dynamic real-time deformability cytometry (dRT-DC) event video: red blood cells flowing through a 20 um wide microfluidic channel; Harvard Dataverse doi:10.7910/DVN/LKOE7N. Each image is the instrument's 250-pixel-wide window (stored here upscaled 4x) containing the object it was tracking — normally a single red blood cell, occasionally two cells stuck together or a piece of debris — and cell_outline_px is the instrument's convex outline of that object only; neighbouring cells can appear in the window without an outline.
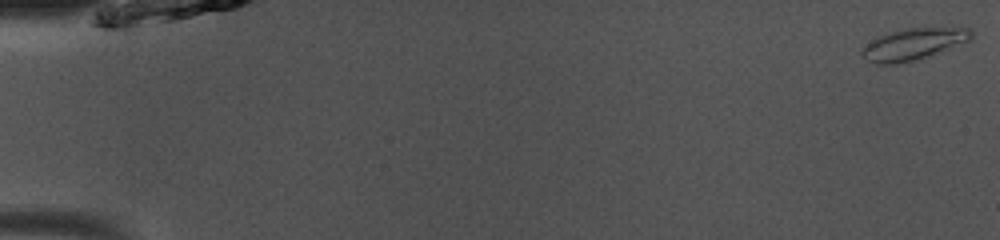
{"species": "common noctule bat (a hibernating species)", "species_latin": "Nyctalus noctula", "temperature_condition": "room temperature", "stored_images_in_passage": 41, "camera_frame_rate_fps": 3000, "um_per_image_px": 0.085, "animal": {"sex": "male", "body_mass_g": 13.0, "forearm_length_mm": 53.1}, "frame": {"image": 1, "passage_image": 1, "time_ms": 0.0, "image_size_px": [1000, 240], "cell_outline_px": [[972, 40], [932, 56], [916, 60], [896, 64], [876, 64], [864, 60], [860, 56], [860, 52], [872, 40], [880, 36], [904, 28], [932, 24], [972, 28]], "centroid_in_image_um": [77.75, 3.71], "position_along_channel_um": 7.2, "area_um2": 21.33}}
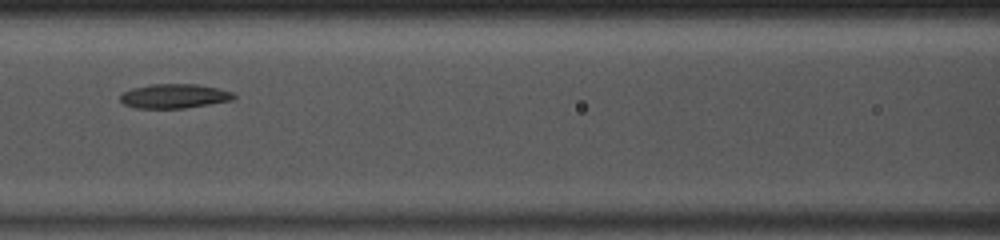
{"frame": {"image": 2, "passage_image": 23, "time_ms": 7.333, "image_size_px": [1000, 240], "cell_outline_px": [[236, 96], [232, 100], [184, 108], [136, 108], [124, 104], [120, 100], [120, 96], [124, 92], [132, 88], [152, 84], [196, 84], [216, 88], [232, 92]], "centroid_in_image_um": [14.79, 8.17], "position_along_channel_um": 151.8, "area_um2": 15.9}}
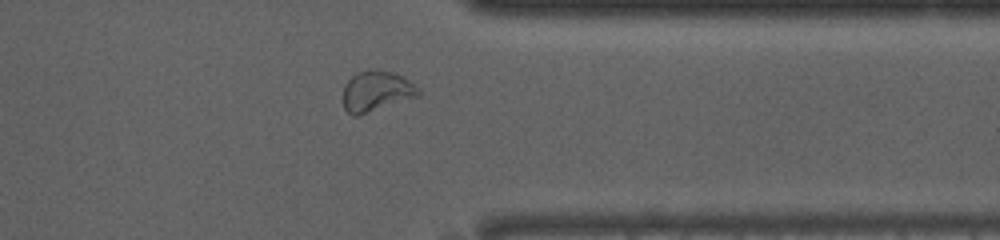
{"frame": {"image": 3, "passage_image": 40, "time_ms": 13.0, "image_size_px": [1000, 240], "cell_outline_px": [[420, 92], [416, 96], [360, 116], [352, 116], [344, 108], [344, 84], [356, 72], [372, 68], [388, 72], [400, 76], [408, 80], [420, 88]], "centroid_in_image_um": [31.95, 7.76], "position_along_channel_um": 379.5, "area_um2": 17.63}, "authors_computed_cell_mechanics": {"area_um2": 16.6464, "velocity_mm_per_s": 4.0739, "shape_relaxation_time_tau1_ms": null, "shape_relaxation_time_tau2_ms": 5.4062, "deformation_change_tau1": null, "deformation_change_tau2": 0.1014}}